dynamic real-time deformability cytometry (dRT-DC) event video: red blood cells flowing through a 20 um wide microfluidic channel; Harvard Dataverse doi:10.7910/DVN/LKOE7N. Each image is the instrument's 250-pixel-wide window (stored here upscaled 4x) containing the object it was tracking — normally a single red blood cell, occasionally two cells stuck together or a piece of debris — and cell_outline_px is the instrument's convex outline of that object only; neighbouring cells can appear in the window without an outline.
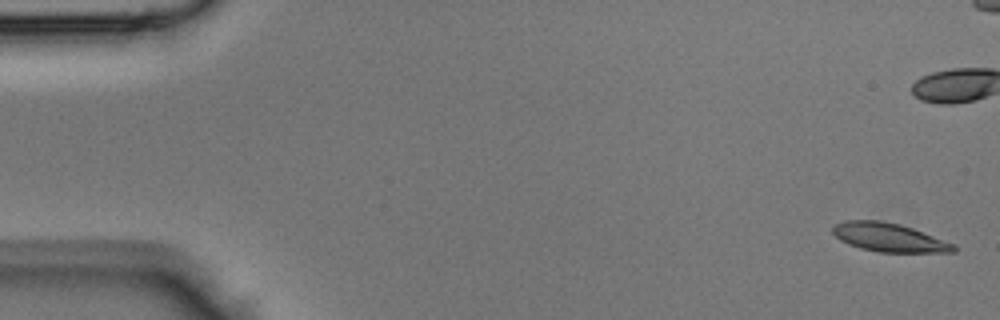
{"species": "Egyptian fruit bat (a non-hibernating species)", "species_latin": "Rousettus aegyptiacus", "temperature_condition": "room temperature", "stored_images_in_passage": 45, "camera_frame_rate_fps": 3000, "um_per_image_px": 0.085, "animal": {"sex": "male"}, "frame": {"image": 1, "passage_image": 1, "time_ms": 0.0, "image_size_px": [1000, 320], "cell_outline_px": [[956, 252], [880, 252], [860, 248], [848, 244], [840, 240], [832, 232], [832, 228], [836, 224], [844, 220], [880, 220], [900, 224], [912, 228], [956, 244]], "centroid_in_image_um": [75.57, 20.18], "position_along_channel_um": 9.4, "area_um2": 20.17}}